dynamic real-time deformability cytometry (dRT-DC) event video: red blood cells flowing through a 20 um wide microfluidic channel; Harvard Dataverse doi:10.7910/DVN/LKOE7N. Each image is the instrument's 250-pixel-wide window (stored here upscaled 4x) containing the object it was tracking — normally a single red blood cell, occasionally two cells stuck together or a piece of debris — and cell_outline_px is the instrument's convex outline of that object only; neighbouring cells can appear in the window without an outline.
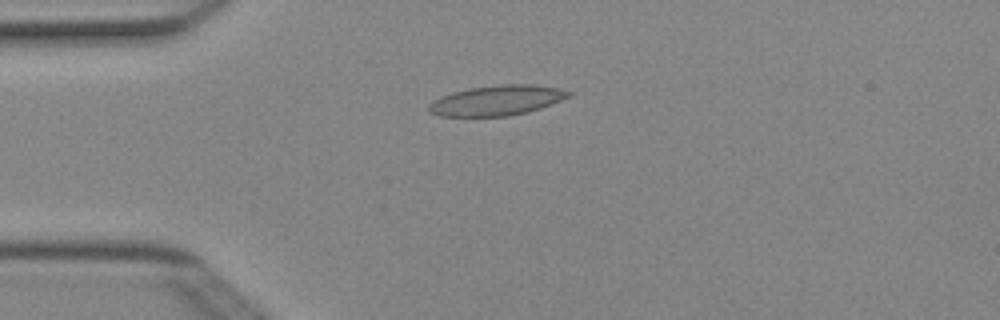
{"species": "Egyptian fruit bat (a non-hibernating species)", "species_latin": "Rousettus aegyptiacus", "temperature_condition": "cold", "stored_images_in_passage": 7, "camera_frame_rate_fps": 3000, "um_per_image_px": 0.085, "animal": {"sex": "female"}, "frame": {"image": 1, "passage_image": 4, "time_ms": 1.0, "image_size_px": [1000, 320], "cell_outline_px": [[572, 96], [540, 108], [528, 112], [508, 116], [440, 116], [428, 112], [428, 104], [440, 96], [452, 92], [468, 88], [500, 84], [532, 84], [556, 88], [572, 92]], "centroid_in_image_um": [42.21, 8.53], "position_along_channel_um": 42.8, "area_um2": 24.62}}
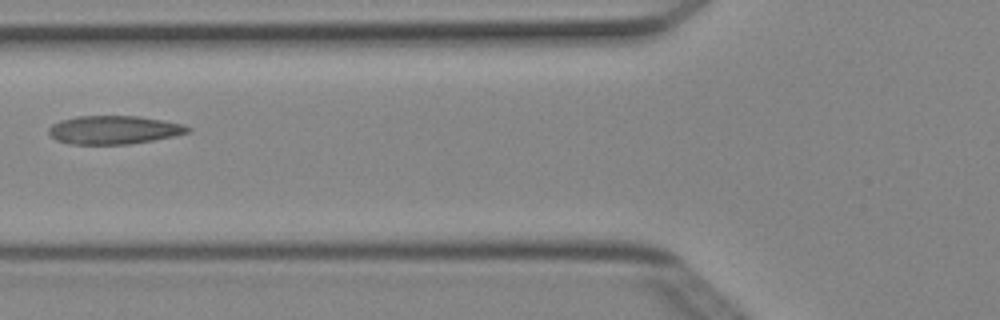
{"frame": {"image": 2, "passage_image": 6, "time_ms": 1.667, "image_size_px": [1000, 320], "cell_outline_px": [[192, 132], [176, 136], [128, 144], [68, 144], [56, 140], [48, 132], [48, 128], [52, 124], [60, 120], [76, 116], [140, 116], [184, 124], [192, 128]], "centroid_in_image_um": [9.71, 11.04], "position_along_channel_um": 116.1, "area_um2": 23.24}}
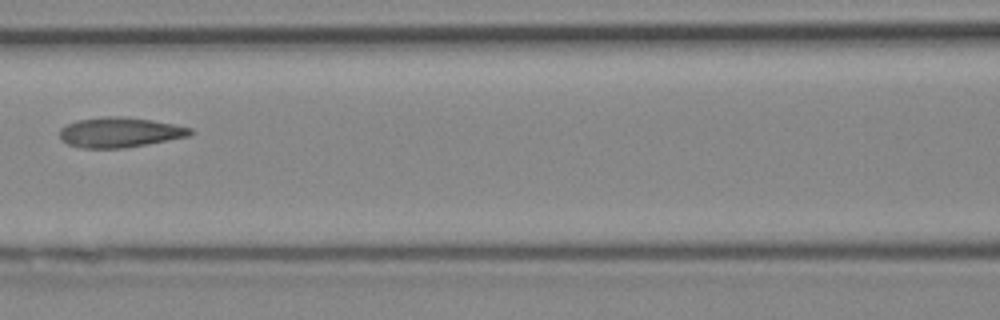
{"frame": {"image": 3, "passage_image": 7, "time_ms": 2.0, "image_size_px": [1000, 320], "cell_outline_px": [[196, 132], [188, 136], [148, 144], [124, 148], [84, 148], [68, 144], [60, 136], [60, 128], [76, 120], [104, 116], [124, 116], [152, 120], [192, 128]], "centroid_in_image_um": [10.2, 11.24], "position_along_channel_um": 156.4, "area_um2": 22.83}}